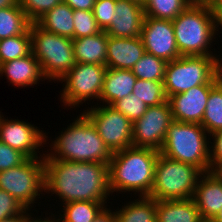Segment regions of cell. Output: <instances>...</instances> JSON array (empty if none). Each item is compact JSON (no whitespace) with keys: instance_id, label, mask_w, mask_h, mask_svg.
<instances>
[{"instance_id":"obj_22","label":"cell","mask_w":222,"mask_h":222,"mask_svg":"<svg viewBox=\"0 0 222 222\" xmlns=\"http://www.w3.org/2000/svg\"><path fill=\"white\" fill-rule=\"evenodd\" d=\"M157 222H204L193 198L156 201Z\"/></svg>"},{"instance_id":"obj_3","label":"cell","mask_w":222,"mask_h":222,"mask_svg":"<svg viewBox=\"0 0 222 222\" xmlns=\"http://www.w3.org/2000/svg\"><path fill=\"white\" fill-rule=\"evenodd\" d=\"M75 118L67 125V129L64 128L59 136L56 135L55 140H51L49 150L44 151L47 152L44 159L108 164L112 153L104 144L96 127L83 112Z\"/></svg>"},{"instance_id":"obj_48","label":"cell","mask_w":222,"mask_h":222,"mask_svg":"<svg viewBox=\"0 0 222 222\" xmlns=\"http://www.w3.org/2000/svg\"><path fill=\"white\" fill-rule=\"evenodd\" d=\"M211 222H222V208L219 211V213L214 217V219Z\"/></svg>"},{"instance_id":"obj_25","label":"cell","mask_w":222,"mask_h":222,"mask_svg":"<svg viewBox=\"0 0 222 222\" xmlns=\"http://www.w3.org/2000/svg\"><path fill=\"white\" fill-rule=\"evenodd\" d=\"M106 206L109 205L95 201L69 202L61 206L63 214L57 215V222H93Z\"/></svg>"},{"instance_id":"obj_36","label":"cell","mask_w":222,"mask_h":222,"mask_svg":"<svg viewBox=\"0 0 222 222\" xmlns=\"http://www.w3.org/2000/svg\"><path fill=\"white\" fill-rule=\"evenodd\" d=\"M27 159L28 157L22 152L0 141V171L21 165Z\"/></svg>"},{"instance_id":"obj_34","label":"cell","mask_w":222,"mask_h":222,"mask_svg":"<svg viewBox=\"0 0 222 222\" xmlns=\"http://www.w3.org/2000/svg\"><path fill=\"white\" fill-rule=\"evenodd\" d=\"M63 0H19L28 20L35 23L49 10L57 6Z\"/></svg>"},{"instance_id":"obj_31","label":"cell","mask_w":222,"mask_h":222,"mask_svg":"<svg viewBox=\"0 0 222 222\" xmlns=\"http://www.w3.org/2000/svg\"><path fill=\"white\" fill-rule=\"evenodd\" d=\"M132 94L142 100L147 107L157 106L167 101L163 82L137 79Z\"/></svg>"},{"instance_id":"obj_20","label":"cell","mask_w":222,"mask_h":222,"mask_svg":"<svg viewBox=\"0 0 222 222\" xmlns=\"http://www.w3.org/2000/svg\"><path fill=\"white\" fill-rule=\"evenodd\" d=\"M137 77L129 69L107 68L102 90L100 103L102 105H113L117 100L123 99L133 93Z\"/></svg>"},{"instance_id":"obj_8","label":"cell","mask_w":222,"mask_h":222,"mask_svg":"<svg viewBox=\"0 0 222 222\" xmlns=\"http://www.w3.org/2000/svg\"><path fill=\"white\" fill-rule=\"evenodd\" d=\"M217 56H180L167 62L164 91L167 99L197 85L218 84Z\"/></svg>"},{"instance_id":"obj_38","label":"cell","mask_w":222,"mask_h":222,"mask_svg":"<svg viewBox=\"0 0 222 222\" xmlns=\"http://www.w3.org/2000/svg\"><path fill=\"white\" fill-rule=\"evenodd\" d=\"M209 160L210 171H215L220 165H222V129L213 132L209 135Z\"/></svg>"},{"instance_id":"obj_35","label":"cell","mask_w":222,"mask_h":222,"mask_svg":"<svg viewBox=\"0 0 222 222\" xmlns=\"http://www.w3.org/2000/svg\"><path fill=\"white\" fill-rule=\"evenodd\" d=\"M116 0H96L93 13L98 27L105 31L115 16Z\"/></svg>"},{"instance_id":"obj_21","label":"cell","mask_w":222,"mask_h":222,"mask_svg":"<svg viewBox=\"0 0 222 222\" xmlns=\"http://www.w3.org/2000/svg\"><path fill=\"white\" fill-rule=\"evenodd\" d=\"M108 34H98L73 39L74 58L76 63L106 65Z\"/></svg>"},{"instance_id":"obj_23","label":"cell","mask_w":222,"mask_h":222,"mask_svg":"<svg viewBox=\"0 0 222 222\" xmlns=\"http://www.w3.org/2000/svg\"><path fill=\"white\" fill-rule=\"evenodd\" d=\"M45 31L74 39L73 9L64 1L35 22Z\"/></svg>"},{"instance_id":"obj_12","label":"cell","mask_w":222,"mask_h":222,"mask_svg":"<svg viewBox=\"0 0 222 222\" xmlns=\"http://www.w3.org/2000/svg\"><path fill=\"white\" fill-rule=\"evenodd\" d=\"M172 121L168 100L160 105L148 107L143 116L133 122V146L160 151Z\"/></svg>"},{"instance_id":"obj_6","label":"cell","mask_w":222,"mask_h":222,"mask_svg":"<svg viewBox=\"0 0 222 222\" xmlns=\"http://www.w3.org/2000/svg\"><path fill=\"white\" fill-rule=\"evenodd\" d=\"M31 53L40 63L43 76L59 81L74 66L73 39L48 32L30 24Z\"/></svg>"},{"instance_id":"obj_7","label":"cell","mask_w":222,"mask_h":222,"mask_svg":"<svg viewBox=\"0 0 222 222\" xmlns=\"http://www.w3.org/2000/svg\"><path fill=\"white\" fill-rule=\"evenodd\" d=\"M202 173L194 165L170 159L159 153L149 197L156 201L193 198Z\"/></svg>"},{"instance_id":"obj_43","label":"cell","mask_w":222,"mask_h":222,"mask_svg":"<svg viewBox=\"0 0 222 222\" xmlns=\"http://www.w3.org/2000/svg\"><path fill=\"white\" fill-rule=\"evenodd\" d=\"M19 3V0H0V9L12 7Z\"/></svg>"},{"instance_id":"obj_45","label":"cell","mask_w":222,"mask_h":222,"mask_svg":"<svg viewBox=\"0 0 222 222\" xmlns=\"http://www.w3.org/2000/svg\"><path fill=\"white\" fill-rule=\"evenodd\" d=\"M213 0H188L190 5H210Z\"/></svg>"},{"instance_id":"obj_50","label":"cell","mask_w":222,"mask_h":222,"mask_svg":"<svg viewBox=\"0 0 222 222\" xmlns=\"http://www.w3.org/2000/svg\"><path fill=\"white\" fill-rule=\"evenodd\" d=\"M136 1H138V2L143 4L145 0H136Z\"/></svg>"},{"instance_id":"obj_29","label":"cell","mask_w":222,"mask_h":222,"mask_svg":"<svg viewBox=\"0 0 222 222\" xmlns=\"http://www.w3.org/2000/svg\"><path fill=\"white\" fill-rule=\"evenodd\" d=\"M30 52V27L21 35L0 39V64L27 56Z\"/></svg>"},{"instance_id":"obj_41","label":"cell","mask_w":222,"mask_h":222,"mask_svg":"<svg viewBox=\"0 0 222 222\" xmlns=\"http://www.w3.org/2000/svg\"><path fill=\"white\" fill-rule=\"evenodd\" d=\"M107 207L96 216L93 222H116L115 211H112L111 207Z\"/></svg>"},{"instance_id":"obj_42","label":"cell","mask_w":222,"mask_h":222,"mask_svg":"<svg viewBox=\"0 0 222 222\" xmlns=\"http://www.w3.org/2000/svg\"><path fill=\"white\" fill-rule=\"evenodd\" d=\"M211 12L214 14L215 31L218 36V33L222 34V10H211ZM219 29H221V31H219Z\"/></svg>"},{"instance_id":"obj_4","label":"cell","mask_w":222,"mask_h":222,"mask_svg":"<svg viewBox=\"0 0 222 222\" xmlns=\"http://www.w3.org/2000/svg\"><path fill=\"white\" fill-rule=\"evenodd\" d=\"M172 24L181 56H218L210 50L217 37L208 5H189Z\"/></svg>"},{"instance_id":"obj_33","label":"cell","mask_w":222,"mask_h":222,"mask_svg":"<svg viewBox=\"0 0 222 222\" xmlns=\"http://www.w3.org/2000/svg\"><path fill=\"white\" fill-rule=\"evenodd\" d=\"M112 107L132 122L141 118L148 108L142 100L133 94L117 100Z\"/></svg>"},{"instance_id":"obj_10","label":"cell","mask_w":222,"mask_h":222,"mask_svg":"<svg viewBox=\"0 0 222 222\" xmlns=\"http://www.w3.org/2000/svg\"><path fill=\"white\" fill-rule=\"evenodd\" d=\"M106 65L75 63L58 82L63 83L60 101L69 109L82 106L86 101L100 100Z\"/></svg>"},{"instance_id":"obj_2","label":"cell","mask_w":222,"mask_h":222,"mask_svg":"<svg viewBox=\"0 0 222 222\" xmlns=\"http://www.w3.org/2000/svg\"><path fill=\"white\" fill-rule=\"evenodd\" d=\"M159 151L131 146L112 153L108 163L109 188L114 192H134L150 196L154 182V169Z\"/></svg>"},{"instance_id":"obj_28","label":"cell","mask_w":222,"mask_h":222,"mask_svg":"<svg viewBox=\"0 0 222 222\" xmlns=\"http://www.w3.org/2000/svg\"><path fill=\"white\" fill-rule=\"evenodd\" d=\"M201 125L209 135L222 129V80L210 91Z\"/></svg>"},{"instance_id":"obj_32","label":"cell","mask_w":222,"mask_h":222,"mask_svg":"<svg viewBox=\"0 0 222 222\" xmlns=\"http://www.w3.org/2000/svg\"><path fill=\"white\" fill-rule=\"evenodd\" d=\"M74 39L98 34V27L93 11L73 10Z\"/></svg>"},{"instance_id":"obj_16","label":"cell","mask_w":222,"mask_h":222,"mask_svg":"<svg viewBox=\"0 0 222 222\" xmlns=\"http://www.w3.org/2000/svg\"><path fill=\"white\" fill-rule=\"evenodd\" d=\"M115 16L105 30L116 38L141 37L145 12L142 3L136 0H116Z\"/></svg>"},{"instance_id":"obj_18","label":"cell","mask_w":222,"mask_h":222,"mask_svg":"<svg viewBox=\"0 0 222 222\" xmlns=\"http://www.w3.org/2000/svg\"><path fill=\"white\" fill-rule=\"evenodd\" d=\"M145 48L141 37L116 38L108 36L106 66L111 69H129L141 59Z\"/></svg>"},{"instance_id":"obj_27","label":"cell","mask_w":222,"mask_h":222,"mask_svg":"<svg viewBox=\"0 0 222 222\" xmlns=\"http://www.w3.org/2000/svg\"><path fill=\"white\" fill-rule=\"evenodd\" d=\"M142 5L145 17L172 21L190 4L188 0H145Z\"/></svg>"},{"instance_id":"obj_46","label":"cell","mask_w":222,"mask_h":222,"mask_svg":"<svg viewBox=\"0 0 222 222\" xmlns=\"http://www.w3.org/2000/svg\"><path fill=\"white\" fill-rule=\"evenodd\" d=\"M222 54L220 53L218 56H217V73L220 77V79L222 80Z\"/></svg>"},{"instance_id":"obj_9","label":"cell","mask_w":222,"mask_h":222,"mask_svg":"<svg viewBox=\"0 0 222 222\" xmlns=\"http://www.w3.org/2000/svg\"><path fill=\"white\" fill-rule=\"evenodd\" d=\"M44 183V157L28 158L21 165L0 171V189L7 191L30 211L44 195Z\"/></svg>"},{"instance_id":"obj_30","label":"cell","mask_w":222,"mask_h":222,"mask_svg":"<svg viewBox=\"0 0 222 222\" xmlns=\"http://www.w3.org/2000/svg\"><path fill=\"white\" fill-rule=\"evenodd\" d=\"M167 62L145 52L131 69L137 79L163 82Z\"/></svg>"},{"instance_id":"obj_19","label":"cell","mask_w":222,"mask_h":222,"mask_svg":"<svg viewBox=\"0 0 222 222\" xmlns=\"http://www.w3.org/2000/svg\"><path fill=\"white\" fill-rule=\"evenodd\" d=\"M3 75L11 85L21 88L28 86L33 88L40 80L41 82L47 80L43 76L40 63L31 52L27 56L1 63L0 77Z\"/></svg>"},{"instance_id":"obj_40","label":"cell","mask_w":222,"mask_h":222,"mask_svg":"<svg viewBox=\"0 0 222 222\" xmlns=\"http://www.w3.org/2000/svg\"><path fill=\"white\" fill-rule=\"evenodd\" d=\"M28 212H30L29 209H26L23 213H21V222H57L56 214H53V213L51 214V212L48 213L49 214L48 217L46 216V212H45L46 218L43 217V219L42 217L41 218H38V217L34 218V216L31 217L32 213L31 212L28 213Z\"/></svg>"},{"instance_id":"obj_24","label":"cell","mask_w":222,"mask_h":222,"mask_svg":"<svg viewBox=\"0 0 222 222\" xmlns=\"http://www.w3.org/2000/svg\"><path fill=\"white\" fill-rule=\"evenodd\" d=\"M115 217L116 222H157L156 200L149 196L130 199L115 210Z\"/></svg>"},{"instance_id":"obj_39","label":"cell","mask_w":222,"mask_h":222,"mask_svg":"<svg viewBox=\"0 0 222 222\" xmlns=\"http://www.w3.org/2000/svg\"><path fill=\"white\" fill-rule=\"evenodd\" d=\"M73 10L93 11L96 0H63Z\"/></svg>"},{"instance_id":"obj_1","label":"cell","mask_w":222,"mask_h":222,"mask_svg":"<svg viewBox=\"0 0 222 222\" xmlns=\"http://www.w3.org/2000/svg\"><path fill=\"white\" fill-rule=\"evenodd\" d=\"M44 181V192L57 195L62 205L73 201L109 203L107 163L44 159Z\"/></svg>"},{"instance_id":"obj_13","label":"cell","mask_w":222,"mask_h":222,"mask_svg":"<svg viewBox=\"0 0 222 222\" xmlns=\"http://www.w3.org/2000/svg\"><path fill=\"white\" fill-rule=\"evenodd\" d=\"M1 113L3 112L0 111V141L19 150L28 158L44 157L45 153L41 154L39 149L49 144L47 139L49 132L44 133L39 127L24 120L12 118L8 120V117L4 118Z\"/></svg>"},{"instance_id":"obj_14","label":"cell","mask_w":222,"mask_h":222,"mask_svg":"<svg viewBox=\"0 0 222 222\" xmlns=\"http://www.w3.org/2000/svg\"><path fill=\"white\" fill-rule=\"evenodd\" d=\"M141 39L145 52L166 62L181 56L176 45L174 27L171 20L145 17Z\"/></svg>"},{"instance_id":"obj_17","label":"cell","mask_w":222,"mask_h":222,"mask_svg":"<svg viewBox=\"0 0 222 222\" xmlns=\"http://www.w3.org/2000/svg\"><path fill=\"white\" fill-rule=\"evenodd\" d=\"M204 222H211L222 208V178L216 171L203 172L193 196Z\"/></svg>"},{"instance_id":"obj_47","label":"cell","mask_w":222,"mask_h":222,"mask_svg":"<svg viewBox=\"0 0 222 222\" xmlns=\"http://www.w3.org/2000/svg\"><path fill=\"white\" fill-rule=\"evenodd\" d=\"M0 222H21V214L7 218V219H3Z\"/></svg>"},{"instance_id":"obj_11","label":"cell","mask_w":222,"mask_h":222,"mask_svg":"<svg viewBox=\"0 0 222 222\" xmlns=\"http://www.w3.org/2000/svg\"><path fill=\"white\" fill-rule=\"evenodd\" d=\"M96 127L104 144L111 151L124 150L133 146V122L111 105L93 104L82 111Z\"/></svg>"},{"instance_id":"obj_49","label":"cell","mask_w":222,"mask_h":222,"mask_svg":"<svg viewBox=\"0 0 222 222\" xmlns=\"http://www.w3.org/2000/svg\"><path fill=\"white\" fill-rule=\"evenodd\" d=\"M215 171L222 178V165H220Z\"/></svg>"},{"instance_id":"obj_15","label":"cell","mask_w":222,"mask_h":222,"mask_svg":"<svg viewBox=\"0 0 222 222\" xmlns=\"http://www.w3.org/2000/svg\"><path fill=\"white\" fill-rule=\"evenodd\" d=\"M217 84L197 85L167 100L175 121L201 124L210 91Z\"/></svg>"},{"instance_id":"obj_26","label":"cell","mask_w":222,"mask_h":222,"mask_svg":"<svg viewBox=\"0 0 222 222\" xmlns=\"http://www.w3.org/2000/svg\"><path fill=\"white\" fill-rule=\"evenodd\" d=\"M30 24L20 3L0 9V39L23 34Z\"/></svg>"},{"instance_id":"obj_44","label":"cell","mask_w":222,"mask_h":222,"mask_svg":"<svg viewBox=\"0 0 222 222\" xmlns=\"http://www.w3.org/2000/svg\"><path fill=\"white\" fill-rule=\"evenodd\" d=\"M210 10H222V0H213L209 5Z\"/></svg>"},{"instance_id":"obj_37","label":"cell","mask_w":222,"mask_h":222,"mask_svg":"<svg viewBox=\"0 0 222 222\" xmlns=\"http://www.w3.org/2000/svg\"><path fill=\"white\" fill-rule=\"evenodd\" d=\"M26 208L7 191L0 189V221L23 213Z\"/></svg>"},{"instance_id":"obj_5","label":"cell","mask_w":222,"mask_h":222,"mask_svg":"<svg viewBox=\"0 0 222 222\" xmlns=\"http://www.w3.org/2000/svg\"><path fill=\"white\" fill-rule=\"evenodd\" d=\"M209 138L208 132L201 124L173 120L159 153L170 159L194 165L202 172H208Z\"/></svg>"}]
</instances>
